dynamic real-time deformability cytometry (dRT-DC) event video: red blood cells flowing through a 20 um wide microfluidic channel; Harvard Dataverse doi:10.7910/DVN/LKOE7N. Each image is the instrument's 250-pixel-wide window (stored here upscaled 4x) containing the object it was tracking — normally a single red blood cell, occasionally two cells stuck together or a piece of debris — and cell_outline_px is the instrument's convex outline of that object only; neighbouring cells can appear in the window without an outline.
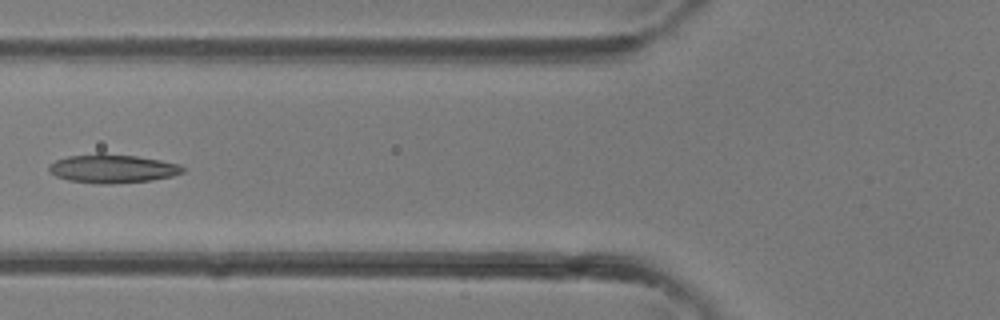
{"species": "common noctule bat (a hibernating species)", "species_latin": "Nyctalus noctula", "temperature_condition": "room temperature", "stored_images_in_passage": 4, "camera_frame_rate_fps": 3000, "um_per_image_px": 0.085, "animal": {"sex": "female"}, "frame": {"image": 1, "passage_image": 4, "time_ms": 1.0, "image_size_px": [1000, 320], "cell_outline_px": [[184, 172], [172, 176], [152, 180], [112, 184], [96, 184], [68, 180], [56, 176], [48, 172], [48, 164], [56, 160], [68, 156], [96, 152], [104, 152], [136, 156], [160, 160], [180, 164], [184, 168]], "centroid_in_image_um": [9.52, 14.32], "position_along_channel_um": 116.3, "area_um2": 22.77}}